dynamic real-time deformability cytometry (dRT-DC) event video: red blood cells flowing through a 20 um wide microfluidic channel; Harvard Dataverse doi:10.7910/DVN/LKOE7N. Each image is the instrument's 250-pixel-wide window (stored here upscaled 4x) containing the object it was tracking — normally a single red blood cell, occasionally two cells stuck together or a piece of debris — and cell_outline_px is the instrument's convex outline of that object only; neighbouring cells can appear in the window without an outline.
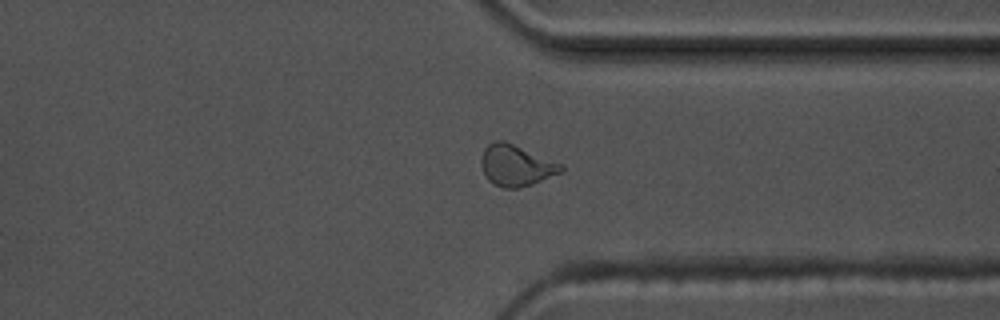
{"species": "common noctule bat (a hibernating species)", "species_latin": "Nyctalus noctula", "temperature_condition": "warm", "stored_images_in_passage": 46, "camera_frame_rate_fps": 3000, "um_per_image_px": 0.085, "animal": {"sex": "male", "body_mass_g": 17.5, "forearm_length_mm": 52.3}, "frame": {"image": 1, "passage_image": 33, "time_ms": 10.667, "image_size_px": [1000, 320], "cell_outline_px": [[564, 172], [532, 184], [516, 188], [504, 188], [492, 184], [488, 180], [480, 164], [480, 160], [484, 148], [488, 144], [496, 140], [504, 140], [564, 164]], "centroid_in_image_um": [43.88, 14.06], "position_along_channel_um": 367.5, "area_um2": 19.42}, "authors_computed_cell_mechanics": {"area_um2": 18.1781, "velocity_mm_per_s": 3.6527, "shape_relaxation_time_tau1_ms": 6.6865, "shape_relaxation_time_tau2_ms": 1.7853, "deformation_change_tau1": 0.1905, "deformation_change_tau2": 0.0788}}